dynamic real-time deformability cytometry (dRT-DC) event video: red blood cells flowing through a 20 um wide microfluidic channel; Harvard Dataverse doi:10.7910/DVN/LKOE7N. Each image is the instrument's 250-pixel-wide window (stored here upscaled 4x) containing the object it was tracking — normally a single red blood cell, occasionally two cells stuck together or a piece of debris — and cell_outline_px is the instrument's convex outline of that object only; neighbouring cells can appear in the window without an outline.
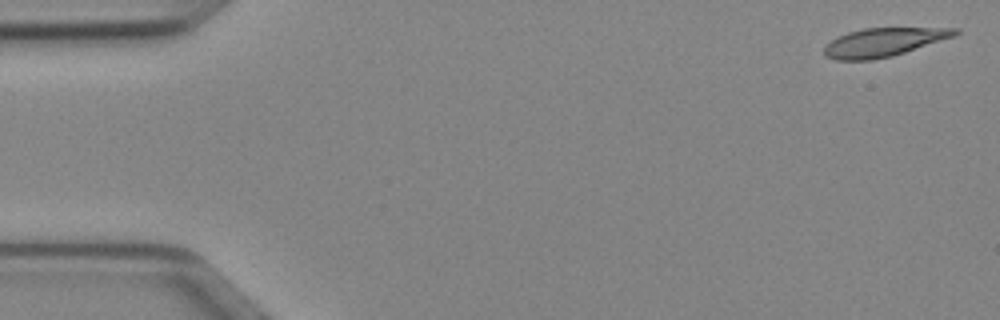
{"species": "Egyptian fruit bat (a non-hibernating species)", "species_latin": "Rousettus aegyptiacus", "temperature_condition": "cold", "stored_images_in_passage": 49, "camera_frame_rate_fps": 3000, "um_per_image_px": 0.085, "animal": {"sex": "female"}, "frame": {"image": 1, "passage_image": 1, "time_ms": 0.0, "image_size_px": [1000, 320], "cell_outline_px": [[960, 32], [956, 36], [892, 56], [872, 60], [836, 60], [824, 56], [824, 48], [832, 40], [848, 32], [864, 28], [960, 28]], "centroid_in_image_um": [75.13, 3.59], "position_along_channel_um": 9.9, "area_um2": 21.68}}
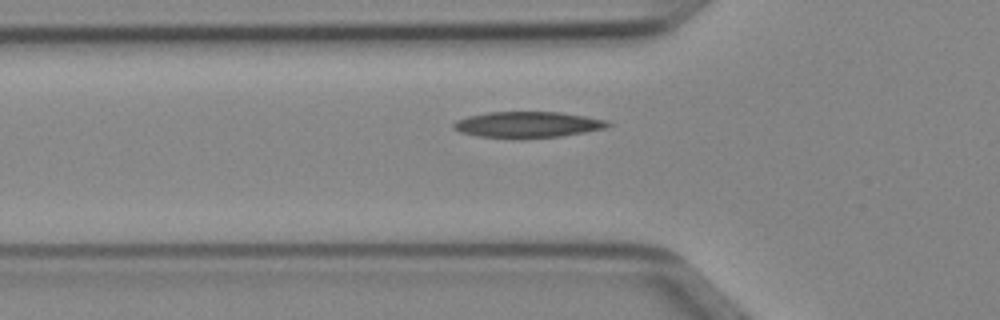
{"frame": {"image": 2, "passage_image": 16, "time_ms": 5.0, "image_size_px": [1000, 320], "cell_outline_px": [[612, 124], [604, 128], [584, 132], [560, 136], [480, 136], [460, 132], [452, 128], [452, 124], [456, 120], [468, 116], [488, 112], [560, 112], [608, 120]], "centroid_in_image_um": [44.85, 10.55], "position_along_channel_um": 81.0, "area_um2": 22.54}}
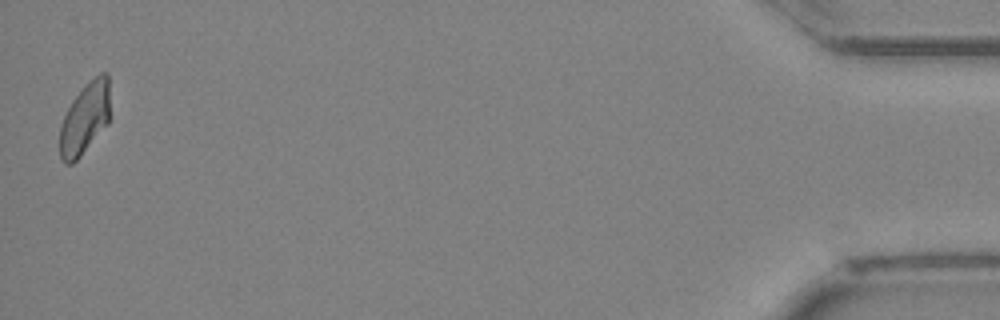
{"frame": {"image": 3, "passage_image": 49, "time_ms": 16.0, "image_size_px": [1000, 320], "cell_outline_px": [[108, 124], [80, 156], [72, 164], [64, 164], [60, 160], [60, 124], [72, 100], [88, 80], [100, 72], [108, 72]], "centroid_in_image_um": [7.19, 10.07], "position_along_channel_um": 428.0, "area_um2": 20.87}, "authors_computed_cell_mechanics": {"area_um2": 22.1952, "velocity_mm_per_s": 4.0056, "shape_relaxation_time_tau1_ms": 5.4363, "shape_relaxation_time_tau2_ms": 10.1595, "deformation_change_tau1": 0.1647, "deformation_change_tau2": 0.1985}}